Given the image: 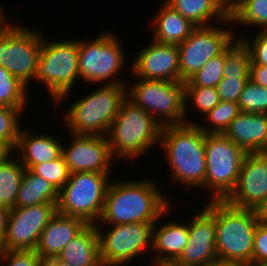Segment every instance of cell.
I'll list each match as a JSON object with an SVG mask.
<instances>
[{"label":"cell","instance_id":"b9f144b4","mask_svg":"<svg viewBox=\"0 0 267 266\" xmlns=\"http://www.w3.org/2000/svg\"><path fill=\"white\" fill-rule=\"evenodd\" d=\"M9 209L0 205V248L4 245Z\"/></svg>","mask_w":267,"mask_h":266},{"label":"cell","instance_id":"7dc6e473","mask_svg":"<svg viewBox=\"0 0 267 266\" xmlns=\"http://www.w3.org/2000/svg\"><path fill=\"white\" fill-rule=\"evenodd\" d=\"M239 0H224L226 6L231 9Z\"/></svg>","mask_w":267,"mask_h":266},{"label":"cell","instance_id":"c3c4849f","mask_svg":"<svg viewBox=\"0 0 267 266\" xmlns=\"http://www.w3.org/2000/svg\"><path fill=\"white\" fill-rule=\"evenodd\" d=\"M247 266H267V263L250 264Z\"/></svg>","mask_w":267,"mask_h":266},{"label":"cell","instance_id":"bcb514c9","mask_svg":"<svg viewBox=\"0 0 267 266\" xmlns=\"http://www.w3.org/2000/svg\"><path fill=\"white\" fill-rule=\"evenodd\" d=\"M213 266H247V265L240 264V263H222V262H217Z\"/></svg>","mask_w":267,"mask_h":266},{"label":"cell","instance_id":"836d02e7","mask_svg":"<svg viewBox=\"0 0 267 266\" xmlns=\"http://www.w3.org/2000/svg\"><path fill=\"white\" fill-rule=\"evenodd\" d=\"M238 106L244 113H267V87L259 86L250 79L244 85Z\"/></svg>","mask_w":267,"mask_h":266},{"label":"cell","instance_id":"f35d334b","mask_svg":"<svg viewBox=\"0 0 267 266\" xmlns=\"http://www.w3.org/2000/svg\"><path fill=\"white\" fill-rule=\"evenodd\" d=\"M249 78L230 77L224 78L215 87L220 101L238 103L244 85Z\"/></svg>","mask_w":267,"mask_h":266},{"label":"cell","instance_id":"cb8c5ba5","mask_svg":"<svg viewBox=\"0 0 267 266\" xmlns=\"http://www.w3.org/2000/svg\"><path fill=\"white\" fill-rule=\"evenodd\" d=\"M56 258L71 266H103L96 224H88Z\"/></svg>","mask_w":267,"mask_h":266},{"label":"cell","instance_id":"f6af8a7d","mask_svg":"<svg viewBox=\"0 0 267 266\" xmlns=\"http://www.w3.org/2000/svg\"><path fill=\"white\" fill-rule=\"evenodd\" d=\"M44 266H71L70 264H66L57 258H52L44 261Z\"/></svg>","mask_w":267,"mask_h":266},{"label":"cell","instance_id":"83f0119b","mask_svg":"<svg viewBox=\"0 0 267 266\" xmlns=\"http://www.w3.org/2000/svg\"><path fill=\"white\" fill-rule=\"evenodd\" d=\"M230 18L235 24L267 30V0H239L230 9Z\"/></svg>","mask_w":267,"mask_h":266},{"label":"cell","instance_id":"4dcf8cb0","mask_svg":"<svg viewBox=\"0 0 267 266\" xmlns=\"http://www.w3.org/2000/svg\"><path fill=\"white\" fill-rule=\"evenodd\" d=\"M240 109L238 103L220 101L211 111L205 114L206 123H196L205 134H223L231 122L238 116ZM211 125V126H210ZM211 127V128H210Z\"/></svg>","mask_w":267,"mask_h":266},{"label":"cell","instance_id":"5bb4252c","mask_svg":"<svg viewBox=\"0 0 267 266\" xmlns=\"http://www.w3.org/2000/svg\"><path fill=\"white\" fill-rule=\"evenodd\" d=\"M56 213L57 204L47 203L11 209L0 250H35L42 231Z\"/></svg>","mask_w":267,"mask_h":266},{"label":"cell","instance_id":"8fae6325","mask_svg":"<svg viewBox=\"0 0 267 266\" xmlns=\"http://www.w3.org/2000/svg\"><path fill=\"white\" fill-rule=\"evenodd\" d=\"M154 224L140 222L117 224L112 227L102 225L110 226L107 232L96 224L102 265L125 266V263H131L147 249V252H152Z\"/></svg>","mask_w":267,"mask_h":266},{"label":"cell","instance_id":"d6986e66","mask_svg":"<svg viewBox=\"0 0 267 266\" xmlns=\"http://www.w3.org/2000/svg\"><path fill=\"white\" fill-rule=\"evenodd\" d=\"M87 225L81 218L56 213L42 231L35 248L36 253L43 261L56 258Z\"/></svg>","mask_w":267,"mask_h":266},{"label":"cell","instance_id":"7c38bea8","mask_svg":"<svg viewBox=\"0 0 267 266\" xmlns=\"http://www.w3.org/2000/svg\"><path fill=\"white\" fill-rule=\"evenodd\" d=\"M27 28L12 23L0 33V66L28 87L37 73L42 34Z\"/></svg>","mask_w":267,"mask_h":266},{"label":"cell","instance_id":"52a82bcc","mask_svg":"<svg viewBox=\"0 0 267 266\" xmlns=\"http://www.w3.org/2000/svg\"><path fill=\"white\" fill-rule=\"evenodd\" d=\"M110 173L76 172L58 192L57 213L97 224L104 207Z\"/></svg>","mask_w":267,"mask_h":266},{"label":"cell","instance_id":"f907efd6","mask_svg":"<svg viewBox=\"0 0 267 266\" xmlns=\"http://www.w3.org/2000/svg\"><path fill=\"white\" fill-rule=\"evenodd\" d=\"M165 266H176V265H174V264H169V265H165Z\"/></svg>","mask_w":267,"mask_h":266},{"label":"cell","instance_id":"ab89813d","mask_svg":"<svg viewBox=\"0 0 267 266\" xmlns=\"http://www.w3.org/2000/svg\"><path fill=\"white\" fill-rule=\"evenodd\" d=\"M267 263V218L262 216L255 231L253 264Z\"/></svg>","mask_w":267,"mask_h":266},{"label":"cell","instance_id":"1f68e13d","mask_svg":"<svg viewBox=\"0 0 267 266\" xmlns=\"http://www.w3.org/2000/svg\"><path fill=\"white\" fill-rule=\"evenodd\" d=\"M185 87V123H196L192 120H186L188 117L189 102L195 106L203 116L214 109L219 103L220 98L216 88H207L202 86H184ZM188 100V101H187ZM187 114V115H186Z\"/></svg>","mask_w":267,"mask_h":266},{"label":"cell","instance_id":"7bdbcfd3","mask_svg":"<svg viewBox=\"0 0 267 266\" xmlns=\"http://www.w3.org/2000/svg\"><path fill=\"white\" fill-rule=\"evenodd\" d=\"M14 153V150L4 141L0 140V164L5 162Z\"/></svg>","mask_w":267,"mask_h":266},{"label":"cell","instance_id":"f1b7e54d","mask_svg":"<svg viewBox=\"0 0 267 266\" xmlns=\"http://www.w3.org/2000/svg\"><path fill=\"white\" fill-rule=\"evenodd\" d=\"M28 87L0 66V106L26 109Z\"/></svg>","mask_w":267,"mask_h":266},{"label":"cell","instance_id":"2e32d148","mask_svg":"<svg viewBox=\"0 0 267 266\" xmlns=\"http://www.w3.org/2000/svg\"><path fill=\"white\" fill-rule=\"evenodd\" d=\"M68 147L62 145V155L70 174L76 172L110 173L113 156L107 136L70 135ZM65 145V146H64Z\"/></svg>","mask_w":267,"mask_h":266},{"label":"cell","instance_id":"ffe728a7","mask_svg":"<svg viewBox=\"0 0 267 266\" xmlns=\"http://www.w3.org/2000/svg\"><path fill=\"white\" fill-rule=\"evenodd\" d=\"M157 223L156 221L153 226L151 250L153 251L151 254L156 256L151 263L155 266L174 264L182 255L189 240L188 224L170 220L162 226L158 225L157 228Z\"/></svg>","mask_w":267,"mask_h":266},{"label":"cell","instance_id":"9a60e30c","mask_svg":"<svg viewBox=\"0 0 267 266\" xmlns=\"http://www.w3.org/2000/svg\"><path fill=\"white\" fill-rule=\"evenodd\" d=\"M225 201L261 213L267 209V152L245 154L236 187Z\"/></svg>","mask_w":267,"mask_h":266},{"label":"cell","instance_id":"74e56055","mask_svg":"<svg viewBox=\"0 0 267 266\" xmlns=\"http://www.w3.org/2000/svg\"><path fill=\"white\" fill-rule=\"evenodd\" d=\"M258 33V34H257ZM252 39L239 38L247 47L251 55L250 65H266L267 66V30L258 31ZM254 40V41H253Z\"/></svg>","mask_w":267,"mask_h":266},{"label":"cell","instance_id":"4fadbf2b","mask_svg":"<svg viewBox=\"0 0 267 266\" xmlns=\"http://www.w3.org/2000/svg\"><path fill=\"white\" fill-rule=\"evenodd\" d=\"M229 27H196L191 35L178 44L180 82L188 81L210 59L222 54L236 39Z\"/></svg>","mask_w":267,"mask_h":266},{"label":"cell","instance_id":"8992f818","mask_svg":"<svg viewBox=\"0 0 267 266\" xmlns=\"http://www.w3.org/2000/svg\"><path fill=\"white\" fill-rule=\"evenodd\" d=\"M42 37L39 64L34 78L45 85L55 106L68 97L75 81L80 80L78 69V40L48 43Z\"/></svg>","mask_w":267,"mask_h":266},{"label":"cell","instance_id":"277c9868","mask_svg":"<svg viewBox=\"0 0 267 266\" xmlns=\"http://www.w3.org/2000/svg\"><path fill=\"white\" fill-rule=\"evenodd\" d=\"M89 95L75 101L63 117L68 132L76 135L107 136L123 101L126 84H102Z\"/></svg>","mask_w":267,"mask_h":266},{"label":"cell","instance_id":"681fc988","mask_svg":"<svg viewBox=\"0 0 267 266\" xmlns=\"http://www.w3.org/2000/svg\"><path fill=\"white\" fill-rule=\"evenodd\" d=\"M263 216L267 218V209L263 212Z\"/></svg>","mask_w":267,"mask_h":266},{"label":"cell","instance_id":"484cf974","mask_svg":"<svg viewBox=\"0 0 267 266\" xmlns=\"http://www.w3.org/2000/svg\"><path fill=\"white\" fill-rule=\"evenodd\" d=\"M58 191L43 177L25 169L14 208L47 203L57 204Z\"/></svg>","mask_w":267,"mask_h":266},{"label":"cell","instance_id":"d6a6232c","mask_svg":"<svg viewBox=\"0 0 267 266\" xmlns=\"http://www.w3.org/2000/svg\"><path fill=\"white\" fill-rule=\"evenodd\" d=\"M224 65L225 51L210 59L197 73L184 83V86L215 88L223 79Z\"/></svg>","mask_w":267,"mask_h":266},{"label":"cell","instance_id":"3957f363","mask_svg":"<svg viewBox=\"0 0 267 266\" xmlns=\"http://www.w3.org/2000/svg\"><path fill=\"white\" fill-rule=\"evenodd\" d=\"M208 201L205 207L216 219L218 262L253 264L255 231L263 213L237 208L226 201Z\"/></svg>","mask_w":267,"mask_h":266},{"label":"cell","instance_id":"ee69618b","mask_svg":"<svg viewBox=\"0 0 267 266\" xmlns=\"http://www.w3.org/2000/svg\"><path fill=\"white\" fill-rule=\"evenodd\" d=\"M0 3V33L5 31L11 24L8 22L5 16V10H3Z\"/></svg>","mask_w":267,"mask_h":266},{"label":"cell","instance_id":"6da1fadb","mask_svg":"<svg viewBox=\"0 0 267 266\" xmlns=\"http://www.w3.org/2000/svg\"><path fill=\"white\" fill-rule=\"evenodd\" d=\"M161 191L155 181L147 178L111 180L97 224L156 223L170 207V199Z\"/></svg>","mask_w":267,"mask_h":266},{"label":"cell","instance_id":"9c48e42d","mask_svg":"<svg viewBox=\"0 0 267 266\" xmlns=\"http://www.w3.org/2000/svg\"><path fill=\"white\" fill-rule=\"evenodd\" d=\"M246 152L224 134H206V177L210 201H225L236 187Z\"/></svg>","mask_w":267,"mask_h":266},{"label":"cell","instance_id":"7402d4cb","mask_svg":"<svg viewBox=\"0 0 267 266\" xmlns=\"http://www.w3.org/2000/svg\"><path fill=\"white\" fill-rule=\"evenodd\" d=\"M62 145L63 142L51 134H34L22 127L14 152L21 154L18 157L25 169H31L58 158L62 154Z\"/></svg>","mask_w":267,"mask_h":266},{"label":"cell","instance_id":"44dd1931","mask_svg":"<svg viewBox=\"0 0 267 266\" xmlns=\"http://www.w3.org/2000/svg\"><path fill=\"white\" fill-rule=\"evenodd\" d=\"M223 134L246 153L267 152V113L240 112Z\"/></svg>","mask_w":267,"mask_h":266},{"label":"cell","instance_id":"ba28073f","mask_svg":"<svg viewBox=\"0 0 267 266\" xmlns=\"http://www.w3.org/2000/svg\"><path fill=\"white\" fill-rule=\"evenodd\" d=\"M115 34L101 32L93 40L79 39L80 79L90 84H129L120 79L126 65L125 51ZM124 51V52H123ZM121 80V81H120Z\"/></svg>","mask_w":267,"mask_h":266},{"label":"cell","instance_id":"603a6c76","mask_svg":"<svg viewBox=\"0 0 267 266\" xmlns=\"http://www.w3.org/2000/svg\"><path fill=\"white\" fill-rule=\"evenodd\" d=\"M165 2L196 27L211 26L212 19L224 26L232 24L230 9L224 0H166Z\"/></svg>","mask_w":267,"mask_h":266},{"label":"cell","instance_id":"d590c367","mask_svg":"<svg viewBox=\"0 0 267 266\" xmlns=\"http://www.w3.org/2000/svg\"><path fill=\"white\" fill-rule=\"evenodd\" d=\"M17 108L0 106V140L15 150L21 130L20 113Z\"/></svg>","mask_w":267,"mask_h":266},{"label":"cell","instance_id":"e575fe53","mask_svg":"<svg viewBox=\"0 0 267 266\" xmlns=\"http://www.w3.org/2000/svg\"><path fill=\"white\" fill-rule=\"evenodd\" d=\"M30 170L46 179L58 192L70 177V171L62 154L48 163L34 165Z\"/></svg>","mask_w":267,"mask_h":266},{"label":"cell","instance_id":"7a4b0ae2","mask_svg":"<svg viewBox=\"0 0 267 266\" xmlns=\"http://www.w3.org/2000/svg\"><path fill=\"white\" fill-rule=\"evenodd\" d=\"M205 136L196 123L162 127L159 144L164 149L174 183L192 188L204 186Z\"/></svg>","mask_w":267,"mask_h":266},{"label":"cell","instance_id":"e0dca14e","mask_svg":"<svg viewBox=\"0 0 267 266\" xmlns=\"http://www.w3.org/2000/svg\"><path fill=\"white\" fill-rule=\"evenodd\" d=\"M188 223L189 240L176 266H213L216 253V219L204 206Z\"/></svg>","mask_w":267,"mask_h":266},{"label":"cell","instance_id":"d4e9b609","mask_svg":"<svg viewBox=\"0 0 267 266\" xmlns=\"http://www.w3.org/2000/svg\"><path fill=\"white\" fill-rule=\"evenodd\" d=\"M152 19V39L166 44L178 45L185 41L196 28L194 24L175 11L166 2Z\"/></svg>","mask_w":267,"mask_h":266},{"label":"cell","instance_id":"30bf717a","mask_svg":"<svg viewBox=\"0 0 267 266\" xmlns=\"http://www.w3.org/2000/svg\"><path fill=\"white\" fill-rule=\"evenodd\" d=\"M131 84L127 85V97L149 113L160 126L185 123L184 82L139 78Z\"/></svg>","mask_w":267,"mask_h":266},{"label":"cell","instance_id":"8d00e7d4","mask_svg":"<svg viewBox=\"0 0 267 266\" xmlns=\"http://www.w3.org/2000/svg\"><path fill=\"white\" fill-rule=\"evenodd\" d=\"M0 263L1 266H44L35 250H0Z\"/></svg>","mask_w":267,"mask_h":266},{"label":"cell","instance_id":"f546056e","mask_svg":"<svg viewBox=\"0 0 267 266\" xmlns=\"http://www.w3.org/2000/svg\"><path fill=\"white\" fill-rule=\"evenodd\" d=\"M251 55L240 39L225 50L224 78H249Z\"/></svg>","mask_w":267,"mask_h":266},{"label":"cell","instance_id":"ac0fdd59","mask_svg":"<svg viewBox=\"0 0 267 266\" xmlns=\"http://www.w3.org/2000/svg\"><path fill=\"white\" fill-rule=\"evenodd\" d=\"M151 41L131 64L133 75L149 80L180 82L178 45Z\"/></svg>","mask_w":267,"mask_h":266},{"label":"cell","instance_id":"60d3db41","mask_svg":"<svg viewBox=\"0 0 267 266\" xmlns=\"http://www.w3.org/2000/svg\"><path fill=\"white\" fill-rule=\"evenodd\" d=\"M249 79L259 86L267 87V66L250 65Z\"/></svg>","mask_w":267,"mask_h":266},{"label":"cell","instance_id":"5b68a950","mask_svg":"<svg viewBox=\"0 0 267 266\" xmlns=\"http://www.w3.org/2000/svg\"><path fill=\"white\" fill-rule=\"evenodd\" d=\"M162 126L128 97L112 122L107 138L112 156L138 158L160 143Z\"/></svg>","mask_w":267,"mask_h":266},{"label":"cell","instance_id":"4316f807","mask_svg":"<svg viewBox=\"0 0 267 266\" xmlns=\"http://www.w3.org/2000/svg\"><path fill=\"white\" fill-rule=\"evenodd\" d=\"M25 167L18 160L8 158L0 164V205L9 210L15 207Z\"/></svg>","mask_w":267,"mask_h":266}]
</instances>
